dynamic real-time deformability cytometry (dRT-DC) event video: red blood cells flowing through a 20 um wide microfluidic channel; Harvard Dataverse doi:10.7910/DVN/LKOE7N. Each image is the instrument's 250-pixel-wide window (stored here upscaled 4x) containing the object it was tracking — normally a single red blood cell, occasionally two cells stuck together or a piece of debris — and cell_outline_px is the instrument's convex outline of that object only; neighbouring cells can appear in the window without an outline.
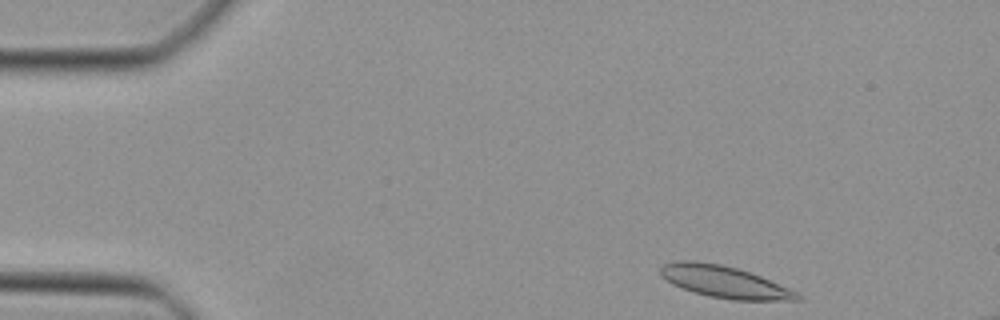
{"species": "Egyptian fruit bat (a non-hibernating species)", "species_latin": "Rousettus aegyptiacus", "temperature_condition": "cold", "stored_images_in_passage": 42, "camera_frame_rate_fps": 3000, "um_per_image_px": 0.085, "animal": {"sex": "female"}, "frame": {"image": 1, "passage_image": 1, "time_ms": 0.0, "image_size_px": [1000, 320], "cell_outline_px": [[804, 300], [732, 300], [708, 296], [672, 284], [660, 272], [660, 268], [664, 264], [676, 260], [696, 260], [720, 264], [736, 268], [760, 276], [788, 288], [804, 296]], "centroid_in_image_um": [61.6, 23.95], "position_along_channel_um": 23.4, "area_um2": 25.14}}
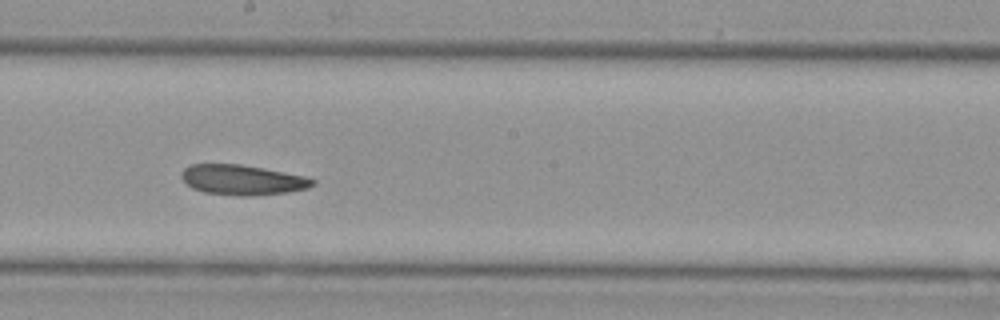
{"frame": {"image": 2, "passage_image": 21, "time_ms": 6.667, "image_size_px": [1000, 320], "cell_outline_px": [[316, 184], [308, 188], [288, 192], [248, 196], [240, 196], [204, 192], [192, 188], [180, 176], [180, 172], [184, 168], [192, 164], [240, 164], [264, 168], [304, 176], [316, 180]], "centroid_in_image_um": [20.61, 15.29], "position_along_channel_um": 227.6, "area_um2": 23.0}}
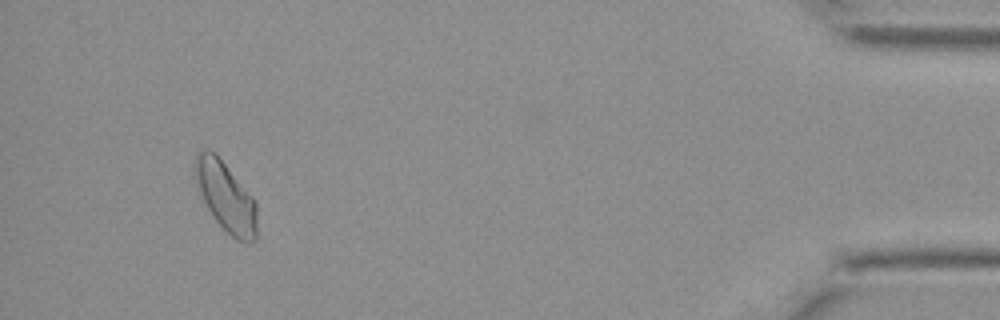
{"frame": {"image": 3, "passage_image": 39, "time_ms": 12.667, "image_size_px": [1000, 320], "cell_outline_px": [[256, 240], [248, 244], [244, 244], [236, 240], [216, 220], [200, 200], [196, 188], [192, 172], [196, 152], [200, 148], [208, 148], [216, 152], [252, 196], [256, 204]], "centroid_in_image_um": [19.11, 16.66], "position_along_channel_um": 416.1, "area_um2": 26.07}}